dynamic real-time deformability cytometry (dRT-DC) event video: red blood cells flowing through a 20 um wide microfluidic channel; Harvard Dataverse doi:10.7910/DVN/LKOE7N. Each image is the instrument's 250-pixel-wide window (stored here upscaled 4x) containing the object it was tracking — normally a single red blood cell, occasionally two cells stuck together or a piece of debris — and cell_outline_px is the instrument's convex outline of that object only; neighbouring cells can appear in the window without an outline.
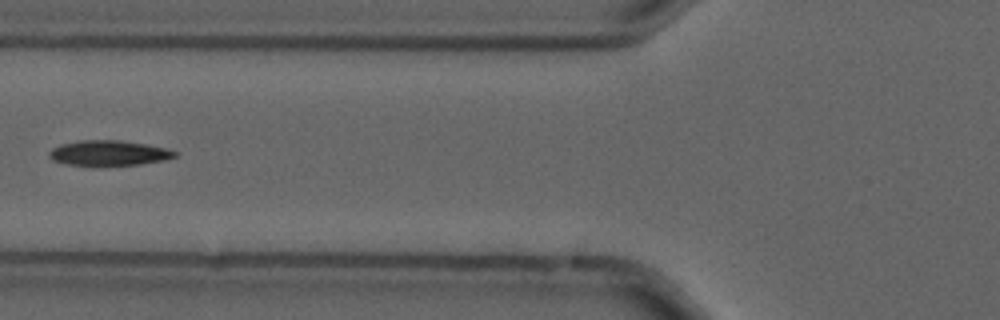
{"species": "common noctule bat (a hibernating species)", "species_latin": "Nyctalus noctula", "temperature_condition": "cold", "stored_images_in_passage": 7, "camera_frame_rate_fps": 3000, "um_per_image_px": 0.085, "animal": {"sex": "male", "forearm_length_mm": 52.5}, "frame": {"image": 1, "passage_image": 7, "time_ms": 2.0, "image_size_px": [1000, 320], "cell_outline_px": [[176, 156], [164, 160], [140, 164], [108, 168], [100, 168], [64, 164], [52, 160], [48, 156], [48, 152], [52, 148], [60, 144], [80, 140], [120, 140], [148, 144], [164, 148], [176, 152]], "centroid_in_image_um": [9.17, 13.05], "position_along_channel_um": 116.6, "area_um2": 19.31}}